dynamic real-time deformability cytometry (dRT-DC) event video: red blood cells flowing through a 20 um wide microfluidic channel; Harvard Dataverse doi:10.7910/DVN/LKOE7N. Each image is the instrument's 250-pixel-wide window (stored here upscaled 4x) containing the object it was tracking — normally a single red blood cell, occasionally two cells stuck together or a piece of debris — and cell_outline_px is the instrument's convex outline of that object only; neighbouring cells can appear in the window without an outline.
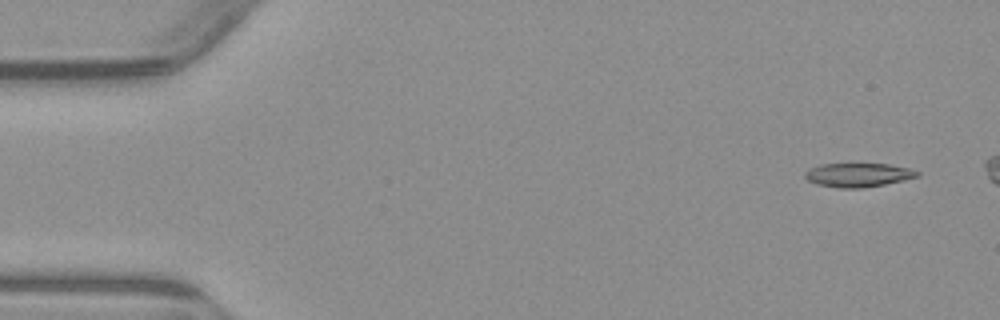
{"species": "common noctule bat (a hibernating species)", "species_latin": "Nyctalus noctula", "temperature_condition": "warm", "stored_images_in_passage": 5, "camera_frame_rate_fps": 3000, "um_per_image_px": 0.085, "animal": {"sex": "male", "body_mass_g": 23.1, "forearm_length_mm": 52.7}, "frame": {"image": 1, "passage_image": 1, "time_ms": 0.0, "image_size_px": [1000, 320], "cell_outline_px": [[920, 172], [916, 176], [884, 184], [860, 188], [840, 188], [816, 184], [808, 180], [804, 176], [804, 172], [808, 168], [820, 164], [888, 164], [908, 168]], "centroid_in_image_um": [72.85, 14.86], "position_along_channel_um": 12.2, "area_um2": 15.37}}
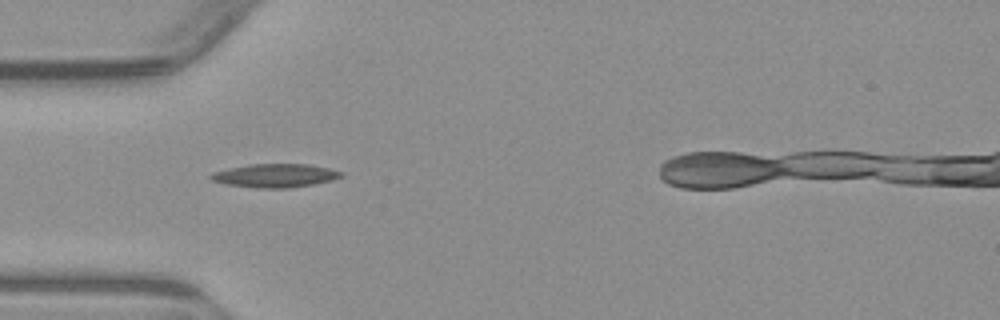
{"frame": {"image": 2, "passage_image": 4, "time_ms": 4.333, "image_size_px": [1000, 320], "cell_outline_px": [[344, 176], [332, 180], [312, 184], [288, 188], [256, 188], [224, 184], [212, 180], [208, 176], [212, 172], [228, 168], [248, 164], [308, 164], [328, 168], [344, 172]], "centroid_in_image_um": [23.36, 14.92], "position_along_channel_um": 61.6, "area_um2": 17.98}}
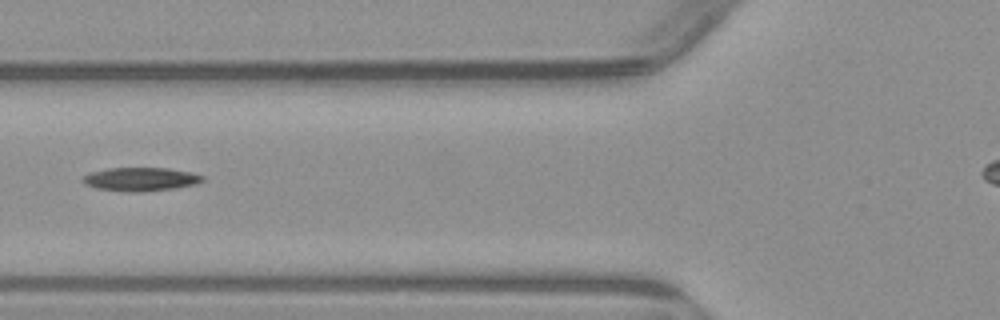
{"frame": {"image": 3, "passage_image": 5, "time_ms": 5.667, "image_size_px": [1000, 320], "cell_outline_px": [[204, 180], [196, 184], [172, 188], [144, 192], [128, 192], [96, 188], [84, 184], [84, 176], [88, 172], [108, 168], [168, 168], [192, 172], [204, 176]], "centroid_in_image_um": [11.95, 15.23], "position_along_channel_um": 113.8, "area_um2": 16.47}}